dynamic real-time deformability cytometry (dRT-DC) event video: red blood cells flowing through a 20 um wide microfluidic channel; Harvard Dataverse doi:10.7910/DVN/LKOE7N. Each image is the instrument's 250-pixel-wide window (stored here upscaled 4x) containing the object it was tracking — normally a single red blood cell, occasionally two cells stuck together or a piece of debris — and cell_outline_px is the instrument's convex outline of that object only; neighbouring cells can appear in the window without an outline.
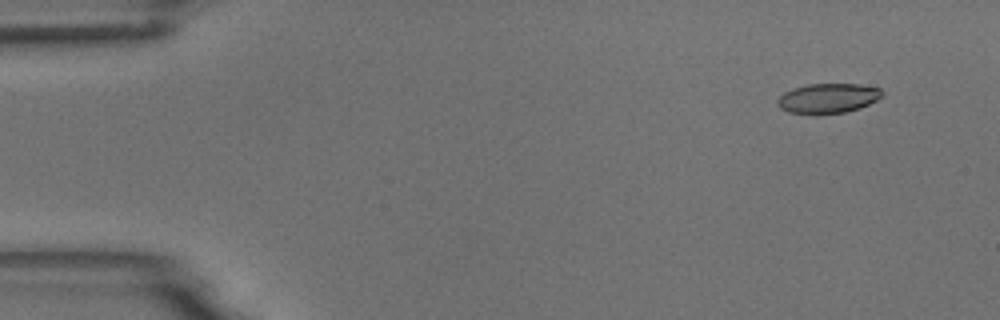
{"species": "common noctule bat (a hibernating species)", "species_latin": "Nyctalus noctula", "temperature_condition": "room temperature", "stored_images_in_passage": 7, "camera_frame_rate_fps": 3000, "um_per_image_px": 0.085, "animal": {"sex": "male", "body_mass_g": 18.8}, "frame": {"image": 1, "passage_image": 1, "time_ms": 0.0, "image_size_px": [1000, 320], "cell_outline_px": [[884, 96], [860, 108], [844, 112], [812, 116], [788, 112], [780, 108], [776, 104], [776, 100], [784, 92], [792, 88], [808, 84], [860, 84], [880, 88], [884, 92]], "centroid_in_image_um": [70.35, 8.37], "position_along_channel_um": 14.7, "area_um2": 18.67}}
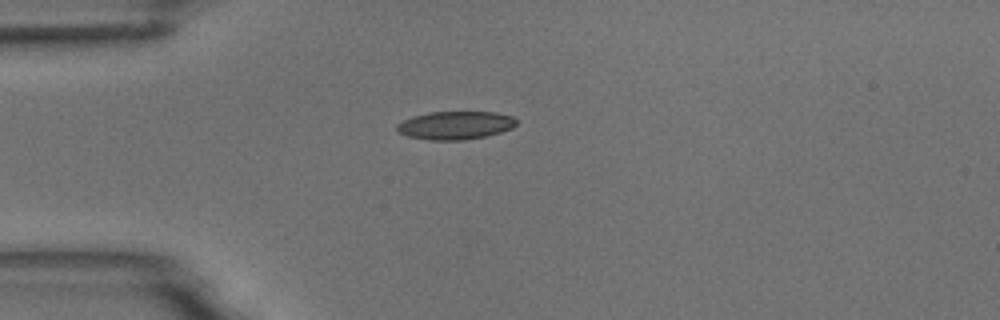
{"frame": {"image": 2, "passage_image": 4, "time_ms": 3.333, "image_size_px": [1000, 320], "cell_outline_px": [[516, 124], [512, 128], [500, 132], [484, 136], [464, 140], [428, 140], [408, 136], [396, 132], [396, 124], [412, 116], [428, 112], [496, 112], [512, 116], [516, 120]], "centroid_in_image_um": [38.66, 10.65], "position_along_channel_um": 46.3, "area_um2": 19.65}}
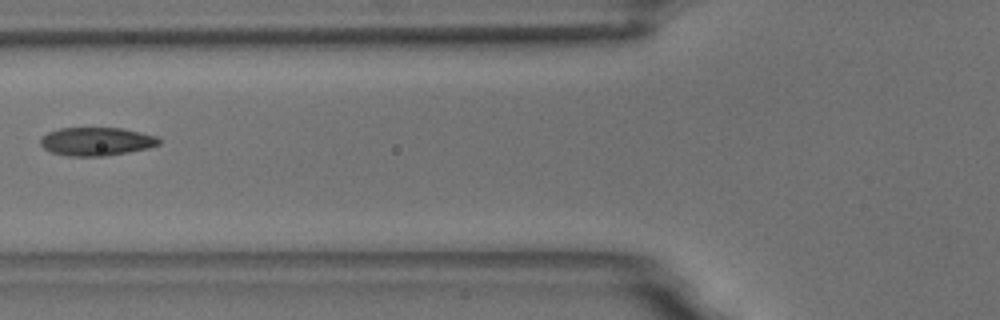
{"frame": {"image": 3, "passage_image": 6, "time_ms": 5.667, "image_size_px": [1000, 320], "cell_outline_px": [[160, 144], [148, 148], [128, 152], [104, 156], [68, 156], [52, 152], [44, 148], [40, 144], [40, 136], [48, 132], [60, 128], [120, 128], [160, 136]], "centroid_in_image_um": [8.2, 12.02], "position_along_channel_um": 117.6, "area_um2": 19.65}}